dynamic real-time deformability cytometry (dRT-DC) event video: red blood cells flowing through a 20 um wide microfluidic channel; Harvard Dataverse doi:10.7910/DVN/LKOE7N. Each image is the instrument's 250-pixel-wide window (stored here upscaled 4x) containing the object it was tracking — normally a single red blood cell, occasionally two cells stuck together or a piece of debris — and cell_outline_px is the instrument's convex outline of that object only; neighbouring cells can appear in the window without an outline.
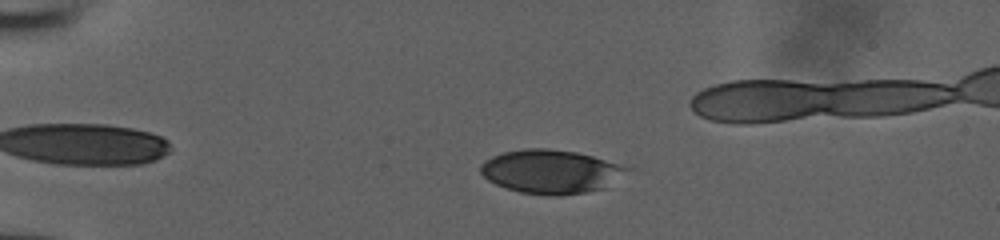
{"species": "human", "species_latin": "Homo sapiens", "temperature_condition": "room temperature", "stored_images_in_passage": 46, "camera_frame_rate_fps": 3000, "um_per_image_px": 0.085, "donor": {"sex": "male"}, "frame": {"image": 1, "passage_image": 11, "time_ms": 3.333, "image_size_px": [1000, 240], "cell_outline_px": [[632, 168], [604, 188], [588, 192], [560, 196], [548, 196], [520, 192], [496, 184], [488, 180], [480, 172], [480, 164], [484, 160], [492, 156], [504, 152], [524, 148], [548, 148], [576, 152], [592, 156]], "centroid_in_image_um": [46.79, 14.59], "position_along_channel_um": 38.2, "area_um2": 37.28}}
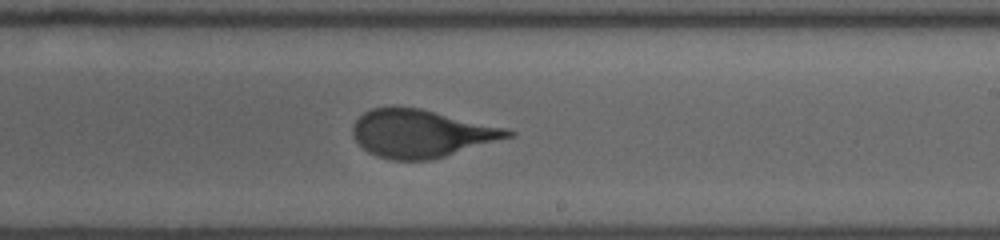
{"frame": {"image": 2, "passage_image": 31, "time_ms": 10.0, "image_size_px": [1000, 240], "cell_outline_px": [[516, 136], [432, 160], [392, 160], [376, 156], [368, 152], [352, 136], [352, 124], [364, 112], [372, 108], [392, 104], [420, 108], [504, 128], [516, 132]], "centroid_in_image_um": [35.77, 11.33], "position_along_channel_um": 253.2, "area_um2": 43.64}}
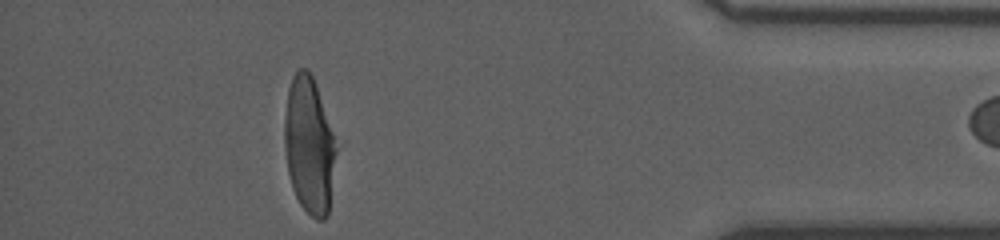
{"frame": {"image": 3, "passage_image": 45, "time_ms": 14.667, "image_size_px": [1000, 240], "cell_outline_px": [[340, 148], [328, 216], [324, 220], [316, 220], [300, 204], [292, 188], [288, 172], [284, 144], [284, 128], [288, 88], [292, 76], [300, 68], [308, 68], [316, 84]], "centroid_in_image_um": [26.34, 12.38], "position_along_channel_um": 408.9, "area_um2": 42.31}}